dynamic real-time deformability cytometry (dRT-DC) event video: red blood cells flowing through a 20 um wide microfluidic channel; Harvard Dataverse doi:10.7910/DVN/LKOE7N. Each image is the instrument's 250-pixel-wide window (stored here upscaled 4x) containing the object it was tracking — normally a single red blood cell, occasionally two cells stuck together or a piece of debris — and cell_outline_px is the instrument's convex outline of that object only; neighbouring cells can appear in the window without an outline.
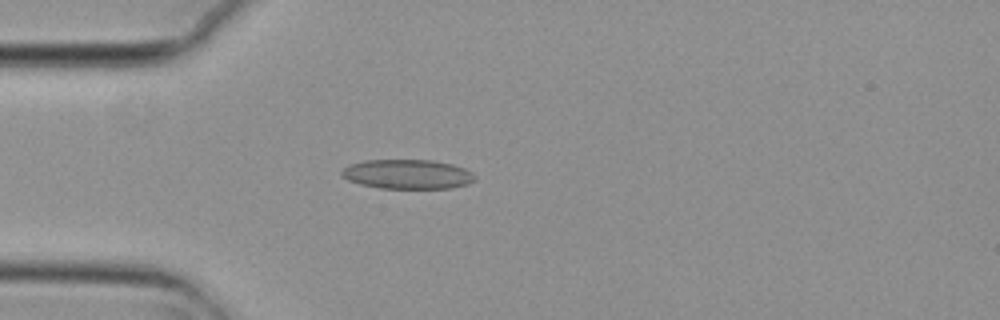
{"species": "common noctule bat (a hibernating species)", "species_latin": "Nyctalus noctula", "temperature_condition": "cold", "stored_images_in_passage": 4, "camera_frame_rate_fps": 3000, "um_per_image_px": 0.085, "animal": {"sex": "female", "body_mass_g": 29.2, "forearm_length_mm": 56.3}, "frame": {"image": 1, "passage_image": 4, "time_ms": 1.0, "image_size_px": [1000, 320], "cell_outline_px": [[476, 180], [468, 184], [452, 188], [380, 188], [360, 184], [348, 180], [340, 172], [348, 164], [364, 160], [432, 160], [452, 164], [464, 168], [472, 172], [476, 176]], "centroid_in_image_um": [34.66, 14.8], "position_along_channel_um": 50.3, "area_um2": 22.95}}